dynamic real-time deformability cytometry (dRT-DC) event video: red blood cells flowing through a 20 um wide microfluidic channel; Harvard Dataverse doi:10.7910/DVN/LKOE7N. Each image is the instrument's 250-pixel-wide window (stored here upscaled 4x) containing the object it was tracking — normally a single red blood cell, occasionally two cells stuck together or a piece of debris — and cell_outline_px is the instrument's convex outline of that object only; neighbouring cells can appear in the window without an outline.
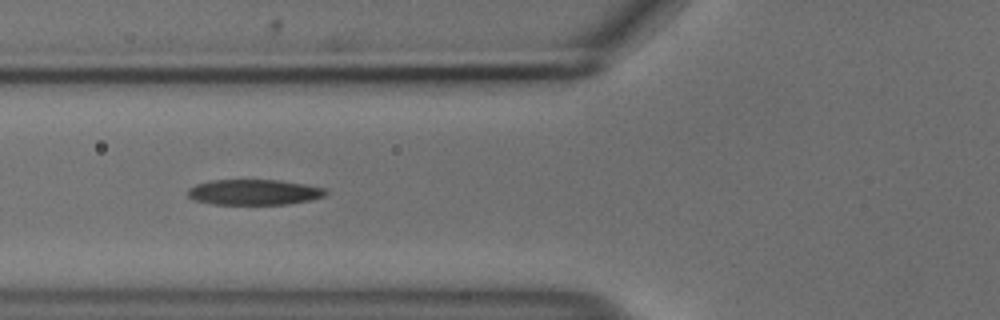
{"species": "common noctule bat (a hibernating species)", "species_latin": "Nyctalus noctula", "temperature_condition": "cold", "stored_images_in_passage": 38, "camera_frame_rate_fps": 3000, "um_per_image_px": 0.085, "animal": {"sex": "male", "body_mass_g": 18.8}, "frame": {"image": 1, "passage_image": 6, "time_ms": 1.667, "image_size_px": [1000, 320], "cell_outline_px": [[328, 192], [324, 196], [308, 200], [288, 204], [216, 204], [196, 200], [188, 196], [188, 188], [196, 184], [212, 180], [280, 180], [304, 184], [324, 188]], "centroid_in_image_um": [21.59, 16.33], "position_along_channel_um": 104.2, "area_um2": 20.29}}
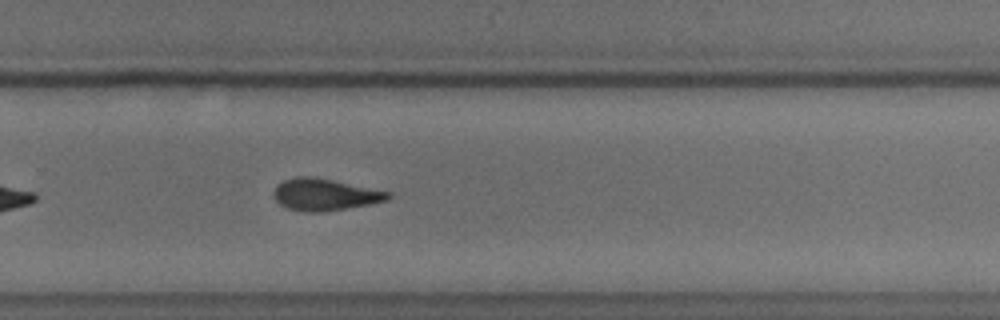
{"frame": {"image": 2, "passage_image": 22, "time_ms": 7.0, "image_size_px": [1000, 320], "cell_outline_px": [[392, 196], [388, 200], [368, 204], [320, 212], [300, 212], [288, 208], [280, 204], [276, 200], [276, 188], [284, 180], [296, 176], [308, 176], [332, 180], [392, 192]], "centroid_in_image_um": [27.65, 16.54], "position_along_channel_um": 302.2, "area_um2": 20.81}}
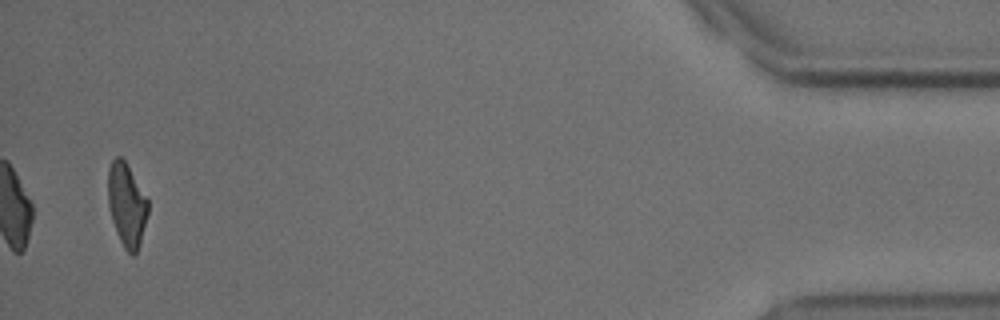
{"frame": {"image": 3, "passage_image": 38, "time_ms": 12.333, "image_size_px": [1000, 320], "cell_outline_px": [[148, 212], [140, 244], [136, 252], [132, 256], [124, 248], [116, 232], [112, 220], [108, 204], [108, 168], [112, 160], [116, 156], [120, 156], [124, 160], [148, 200]], "centroid_in_image_um": [10.76, 17.42], "position_along_channel_um": 424.4, "area_um2": 19.19}, "authors_computed_cell_mechanics": {"area_um2": 20.808, "velocity_mm_per_s": 3.7095, "shape_relaxation_time_tau1_ms": 3.5904, "shape_relaxation_time_tau2_ms": 3.7883, "deformation_change_tau1": 0.1528, "deformation_change_tau2": 0.1305}}